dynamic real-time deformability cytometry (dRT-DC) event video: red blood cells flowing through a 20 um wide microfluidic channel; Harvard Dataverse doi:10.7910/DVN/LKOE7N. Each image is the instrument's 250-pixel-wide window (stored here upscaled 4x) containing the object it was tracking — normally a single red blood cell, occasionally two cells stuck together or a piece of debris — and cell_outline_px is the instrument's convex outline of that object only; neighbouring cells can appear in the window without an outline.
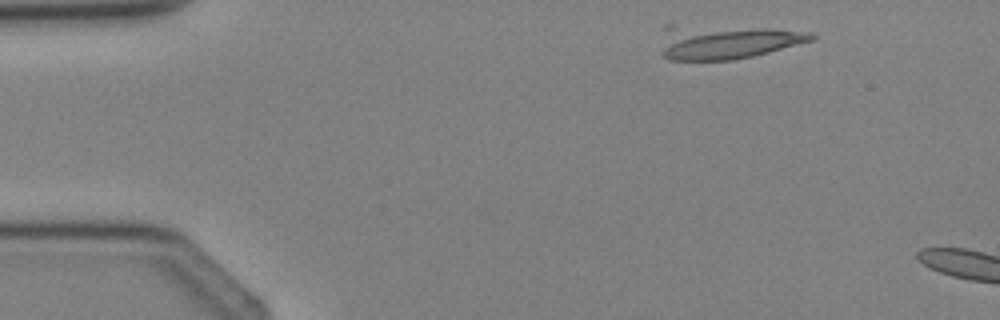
{"species": "Egyptian fruit bat (a non-hibernating species)", "species_latin": "Rousettus aegyptiacus", "temperature_condition": "cold", "stored_images_in_passage": 2, "camera_frame_rate_fps": 3000, "um_per_image_px": 0.085, "animal": {"sex": "female"}, "frame": {"image": 1, "passage_image": 1, "time_ms": 0.0, "image_size_px": [1000, 320], "cell_outline_px": [[816, 36], [812, 40], [768, 52], [752, 56], [732, 60], [668, 60], [660, 52], [664, 24], [676, 24], [764, 28], [812, 32]], "centroid_in_image_um": [61.63, 3.54], "position_along_channel_um": 23.4, "area_um2": 30.23}}